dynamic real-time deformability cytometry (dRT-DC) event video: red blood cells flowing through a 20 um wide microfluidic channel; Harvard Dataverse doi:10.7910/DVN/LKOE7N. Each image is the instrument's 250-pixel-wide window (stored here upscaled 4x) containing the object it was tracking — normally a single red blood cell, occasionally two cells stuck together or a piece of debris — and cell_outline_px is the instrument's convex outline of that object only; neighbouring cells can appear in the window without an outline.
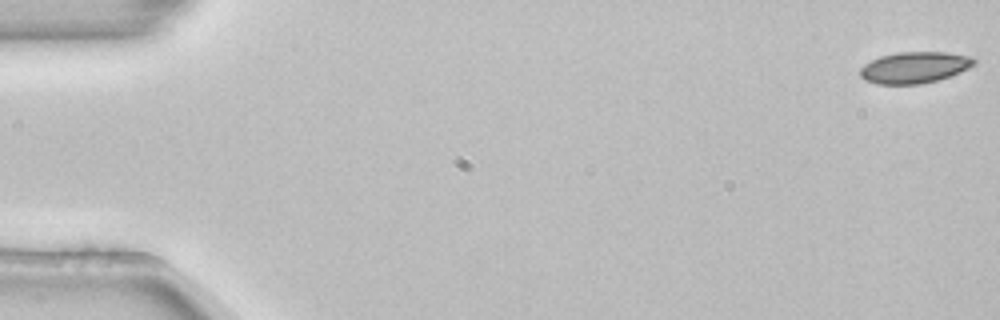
{"species": "common noctule bat (a hibernating species)", "species_latin": "Nyctalus noctula", "temperature_condition": "room temperature", "stored_images_in_passage": 54, "camera_frame_rate_fps": 3000, "um_per_image_px": 0.085, "animal": {"sex": "female", "body_mass_g": 22.7, "forearm_length_mm": 54.2}, "frame": {"image": 1, "passage_image": 1, "time_ms": 0.0, "image_size_px": [1000, 320], "cell_outline_px": [[976, 60], [968, 68], [960, 72], [936, 80], [920, 84], [876, 84], [864, 80], [860, 76], [860, 68], [864, 64], [880, 56], [900, 52], [944, 52], [972, 56]], "centroid_in_image_um": [77.7, 5.73], "position_along_channel_um": 7.3, "area_um2": 20.69}}
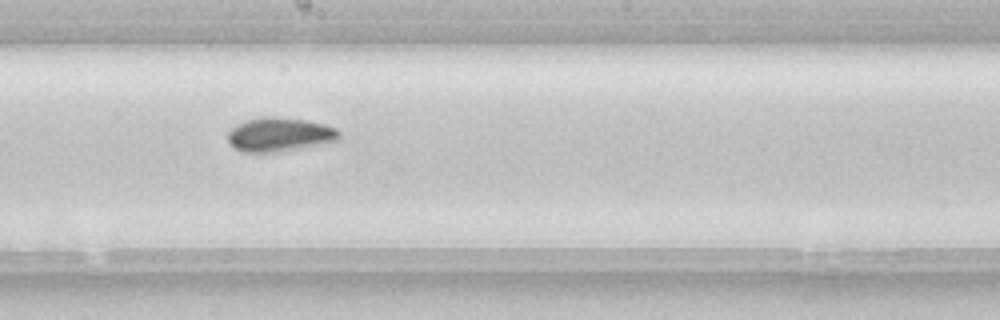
{"frame": {"image": 2, "passage_image": 30, "time_ms": 9.667, "image_size_px": [1000, 320], "cell_outline_px": [[340, 140], [332, 144], [276, 152], [244, 152], [236, 148], [228, 140], [228, 132], [236, 124], [244, 120], [260, 116], [272, 116], [304, 120], [324, 124], [336, 128], [340, 132]], "centroid_in_image_um": [23.83, 11.44], "position_along_channel_um": 224.4, "area_um2": 22.48}}
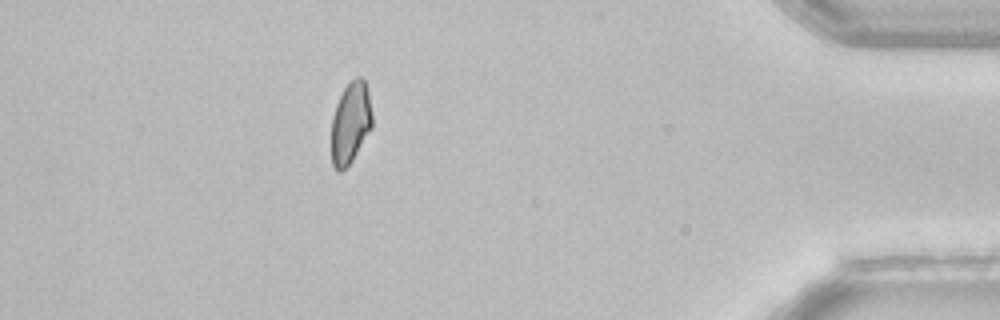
{"frame": {"image": 3, "passage_image": 48, "time_ms": 15.667, "image_size_px": [1000, 320], "cell_outline_px": [[372, 128], [352, 160], [340, 172], [332, 164], [332, 116], [336, 104], [344, 88], [356, 76], [360, 76], [364, 80], [368, 92], [372, 116]], "centroid_in_image_um": [29.8, 10.42], "position_along_channel_um": 405.4, "area_um2": 19.13}, "authors_computed_cell_mechanics": {"area_um2": 20.9525, "velocity_mm_per_s": 3.8569, "shape_relaxation_time_tau1_ms": 4.9531, "shape_relaxation_time_tau2_ms": null, "deformation_change_tau1": 0.0923, "deformation_change_tau2": null}}